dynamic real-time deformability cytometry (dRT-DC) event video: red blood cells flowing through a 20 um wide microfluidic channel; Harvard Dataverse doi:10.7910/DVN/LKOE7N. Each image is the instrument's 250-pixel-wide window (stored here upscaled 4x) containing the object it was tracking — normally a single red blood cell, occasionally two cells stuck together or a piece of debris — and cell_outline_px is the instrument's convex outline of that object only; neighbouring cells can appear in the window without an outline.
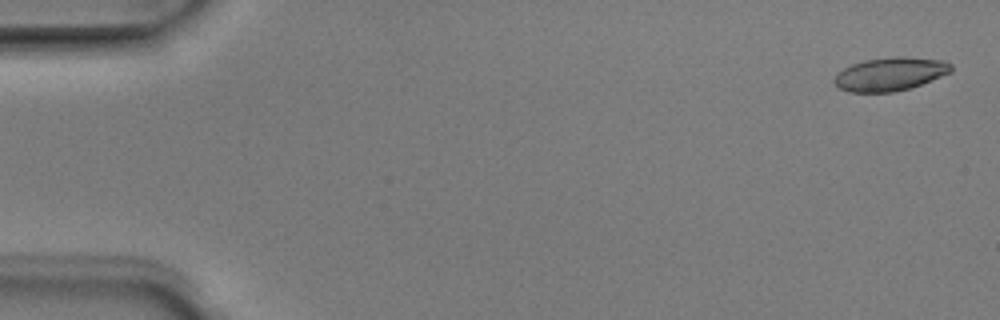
{"species": "Egyptian fruit bat (a non-hibernating species)", "species_latin": "Rousettus aegyptiacus", "temperature_condition": "room temperature", "stored_images_in_passage": 6, "camera_frame_rate_fps": 3000, "um_per_image_px": 0.085, "animal": {"sex": "male"}, "frame": {"image": 1, "passage_image": 1, "time_ms": 0.0, "image_size_px": [1000, 320], "cell_outline_px": [[952, 72], [920, 84], [908, 88], [892, 92], [848, 92], [840, 88], [832, 80], [844, 68], [852, 64], [864, 60], [896, 56], [904, 56], [944, 60], [952, 64]], "centroid_in_image_um": [75.68, 6.28], "position_along_channel_um": 9.3, "area_um2": 22.6}}
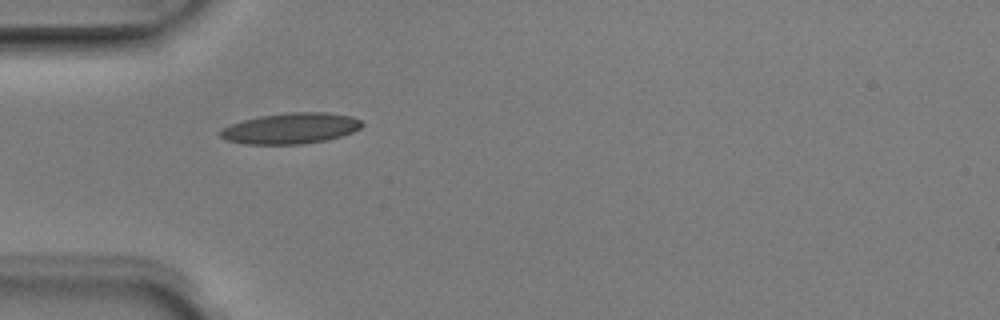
{"frame": {"image": 2, "passage_image": 5, "time_ms": 1.333, "image_size_px": [1000, 320], "cell_outline_px": [[364, 124], [360, 128], [352, 132], [340, 136], [324, 140], [300, 144], [244, 144], [228, 140], [220, 136], [220, 128], [244, 120], [260, 116], [288, 112], [328, 112], [352, 116], [360, 120]], "centroid_in_image_um": [24.72, 10.9], "position_along_channel_um": 60.3, "area_um2": 25.32}}
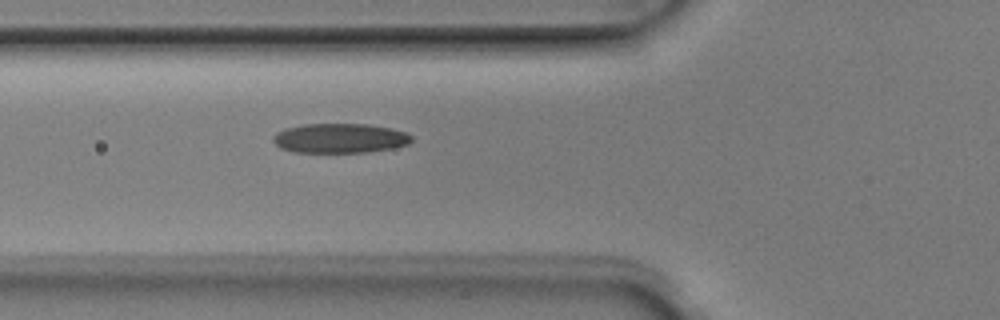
{"frame": {"image": 3, "passage_image": 6, "time_ms": 1.667, "image_size_px": [1000, 320], "cell_outline_px": [[412, 140], [408, 144], [392, 148], [368, 152], [292, 152], [280, 148], [272, 140], [272, 136], [276, 132], [284, 128], [304, 124], [368, 124], [392, 128], [408, 132], [412, 136]], "centroid_in_image_um": [28.88, 11.74], "position_along_channel_um": 96.9, "area_um2": 24.1}}